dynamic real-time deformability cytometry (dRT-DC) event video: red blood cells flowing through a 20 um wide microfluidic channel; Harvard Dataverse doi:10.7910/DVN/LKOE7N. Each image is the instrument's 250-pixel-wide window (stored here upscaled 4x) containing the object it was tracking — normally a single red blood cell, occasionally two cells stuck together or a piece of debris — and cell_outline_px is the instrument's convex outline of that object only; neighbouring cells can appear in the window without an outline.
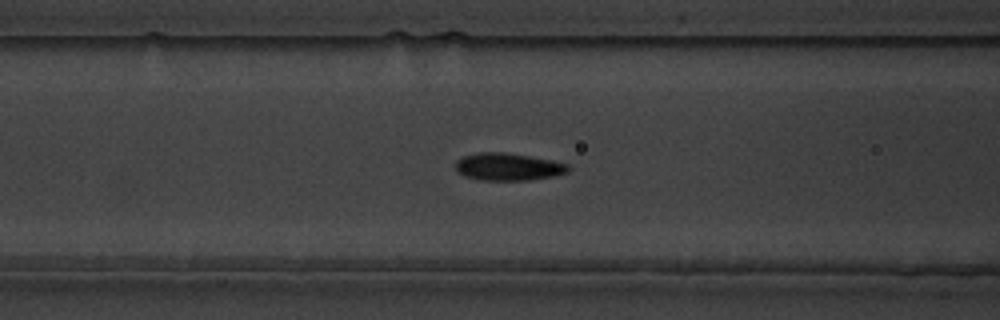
{"species": "common noctule bat (a hibernating species)", "species_latin": "Nyctalus noctula", "temperature_condition": "warm", "stored_images_in_passage": 17, "camera_frame_rate_fps": 3000, "um_per_image_px": 0.085, "animal": {"sex": "male", "body_mass_g": 19.5, "forearm_length_mm": 54.6}, "frame": {"image": 1, "passage_image": 7, "time_ms": 2.0, "image_size_px": [1000, 320], "cell_outline_px": [[572, 168], [568, 172], [552, 176], [528, 180], [480, 180], [464, 176], [456, 172], [456, 160], [464, 156], [480, 152], [504, 152], [552, 160], [568, 164]], "centroid_in_image_um": [43.18, 14.18], "position_along_channel_um": 123.4, "area_um2": 18.03}}
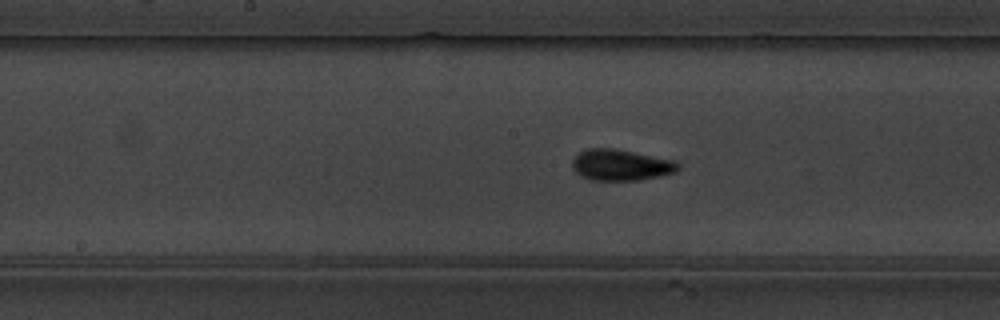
{"frame": {"image": 2, "passage_image": 13, "time_ms": 4.0, "image_size_px": [1000, 320], "cell_outline_px": [[680, 168], [676, 172], [660, 176], [640, 180], [592, 180], [580, 176], [572, 168], [572, 160], [584, 148], [612, 148], [676, 160], [680, 164]], "centroid_in_image_um": [52.79, 14.02], "position_along_channel_um": 195.4, "area_um2": 19.36}}
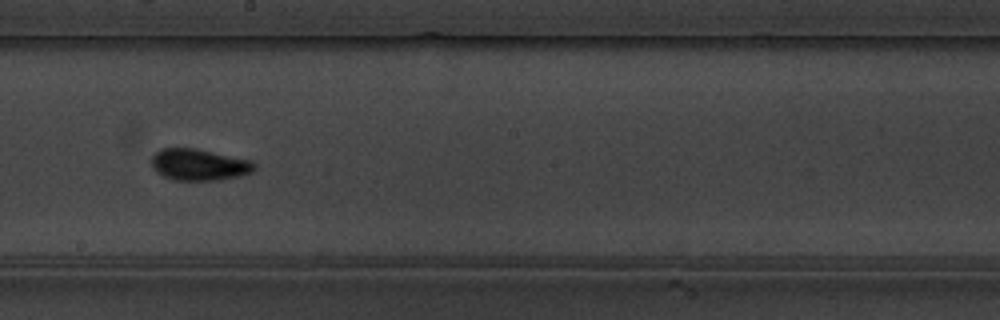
{"frame": {"image": 3, "passage_image": 16, "time_ms": 5.0, "image_size_px": [1000, 320], "cell_outline_px": [[256, 168], [252, 172], [240, 176], [216, 180], [176, 180], [164, 176], [156, 172], [152, 168], [152, 156], [160, 148], [196, 148], [252, 160], [256, 164]], "centroid_in_image_um": [16.94, 13.99], "position_along_channel_um": 231.3, "area_um2": 19.02}}